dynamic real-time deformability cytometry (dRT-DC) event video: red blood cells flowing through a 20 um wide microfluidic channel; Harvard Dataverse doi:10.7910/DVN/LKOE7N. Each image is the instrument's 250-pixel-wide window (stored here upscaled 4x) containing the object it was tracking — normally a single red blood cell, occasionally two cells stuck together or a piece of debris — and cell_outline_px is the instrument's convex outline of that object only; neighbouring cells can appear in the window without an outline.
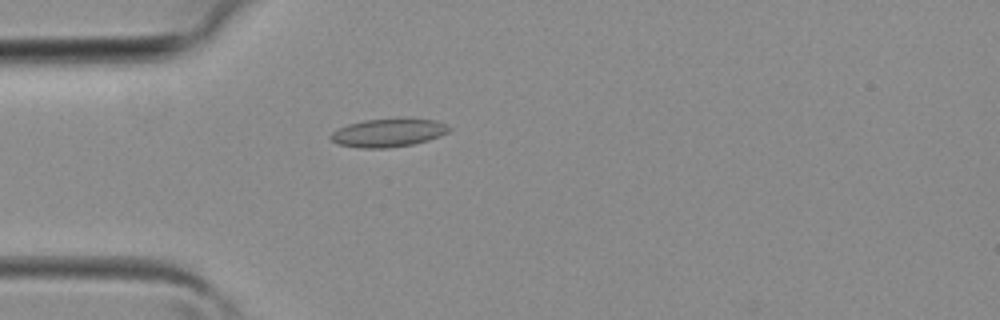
{"species": "common noctule bat (a hibernating species)", "species_latin": "Nyctalus noctula", "temperature_condition": "room temperature", "stored_images_in_passage": 39, "camera_frame_rate_fps": 3000, "um_per_image_px": 0.085, "animal": {"sex": "female", "body_mass_g": 19.3, "forearm_length_mm": 54.1}, "frame": {"image": 1, "passage_image": 11, "time_ms": 3.333, "image_size_px": [1000, 320], "cell_outline_px": [[452, 128], [448, 132], [440, 136], [428, 140], [412, 144], [384, 148], [360, 148], [336, 144], [328, 136], [332, 132], [348, 124], [364, 120], [436, 120]], "centroid_in_image_um": [32.96, 11.31], "position_along_channel_um": 52.0, "area_um2": 18.96}}
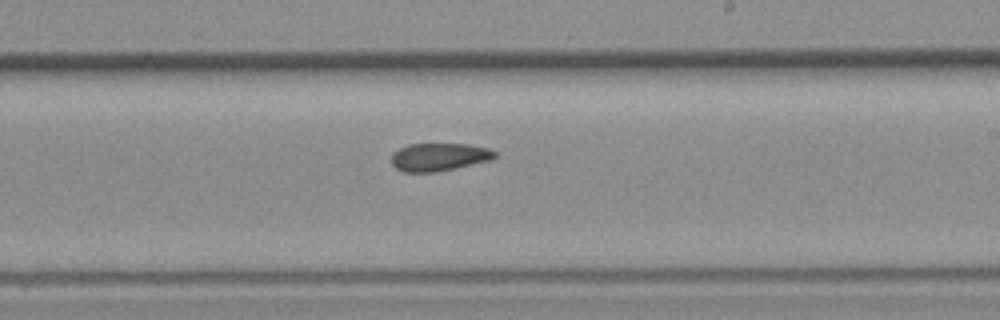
{"frame": {"image": 2, "passage_image": 23, "time_ms": 7.333, "image_size_px": [1000, 320], "cell_outline_px": [[496, 156], [492, 160], [436, 172], [404, 172], [396, 168], [392, 164], [392, 152], [408, 144], [468, 144], [488, 148], [496, 152]], "centroid_in_image_um": [37.32, 13.34], "position_along_channel_um": 251.7, "area_um2": 16.82}}
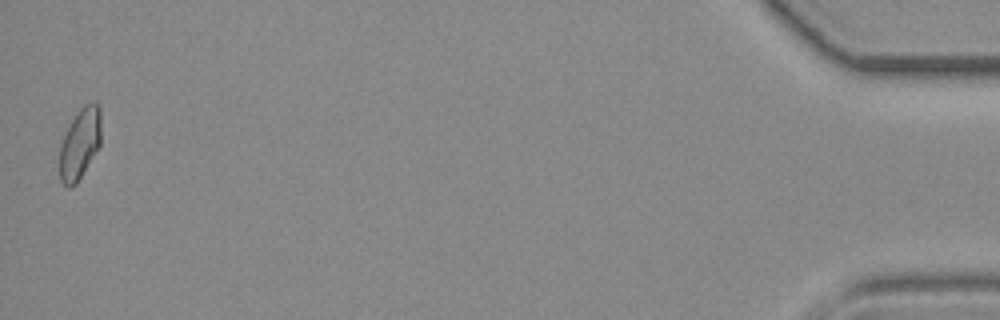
{"frame": {"image": 3, "passage_image": 39, "time_ms": 12.667, "image_size_px": [1000, 320], "cell_outline_px": [[100, 144], [76, 184], [68, 188], [60, 180], [60, 144], [72, 120], [80, 108], [84, 104], [92, 100], [100, 104]], "centroid_in_image_um": [6.8, 12.17], "position_along_channel_um": 428.4, "area_um2": 16.94}}